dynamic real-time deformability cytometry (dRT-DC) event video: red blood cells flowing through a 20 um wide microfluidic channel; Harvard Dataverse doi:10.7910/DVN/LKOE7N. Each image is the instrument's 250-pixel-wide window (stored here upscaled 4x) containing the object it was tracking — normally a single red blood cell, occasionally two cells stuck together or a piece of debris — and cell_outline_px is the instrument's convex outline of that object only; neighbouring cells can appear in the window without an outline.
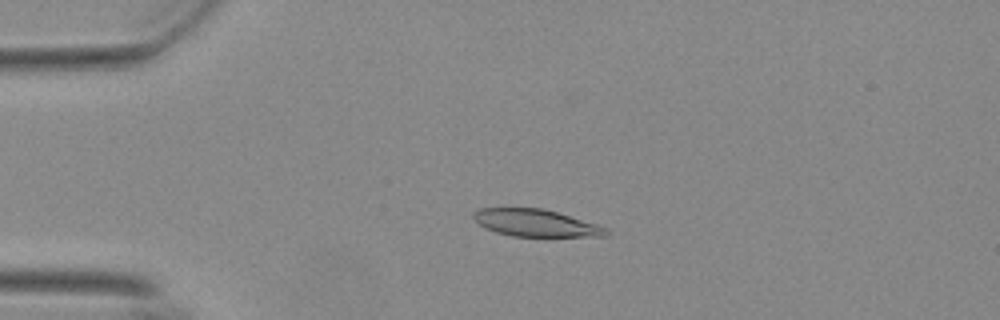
{"species": "Egyptian fruit bat (a non-hibernating species)", "species_latin": "Rousettus aegyptiacus", "temperature_condition": "warm", "stored_images_in_passage": 45, "camera_frame_rate_fps": 3000, "um_per_image_px": 0.085, "animal": {"sex": "female"}, "frame": {"image": 1, "passage_image": 2, "time_ms": 0.333, "image_size_px": [1000, 320], "cell_outline_px": [[608, 236], [512, 236], [496, 232], [484, 228], [472, 216], [472, 212], [480, 208], [544, 208], [596, 224], [608, 228]], "centroid_in_image_um": [45.52, 18.95], "position_along_channel_um": 39.5, "area_um2": 20.87}}
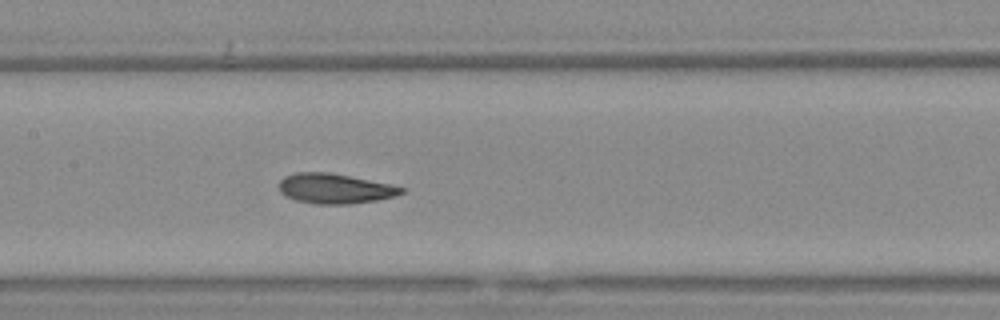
{"frame": {"image": 2, "passage_image": 16, "time_ms": 5.0, "image_size_px": [1000, 320], "cell_outline_px": [[408, 188], [404, 192], [396, 196], [376, 200], [352, 204], [316, 204], [296, 200], [284, 196], [280, 192], [276, 184], [284, 176], [296, 172], [328, 172]], "centroid_in_image_um": [28.42, 16.03], "position_along_channel_um": 179.0, "area_um2": 21.5}}
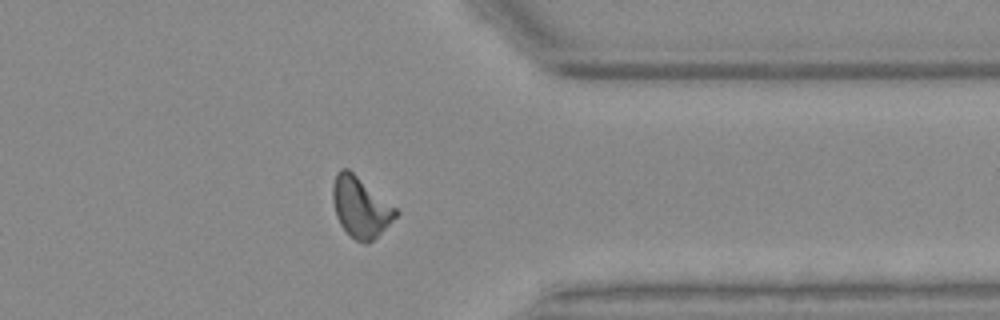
{"frame": {"image": 3, "passage_image": 33, "time_ms": 10.667, "image_size_px": [1000, 320], "cell_outline_px": [[400, 212], [372, 240], [364, 244], [356, 240], [340, 224], [336, 216], [332, 200], [332, 188], [336, 172], [340, 168], [348, 168], [396, 208]], "centroid_in_image_um": [30.61, 17.57], "position_along_channel_um": 380.8, "area_um2": 21.79}, "authors_computed_cell_mechanics": {"area_um2": 21.3282, "velocity_mm_per_s": 3.7062, "shape_relaxation_time_tau1_ms": 5.8639, "shape_relaxation_time_tau2_ms": 2.0623, "deformation_change_tau1": 0.1582, "deformation_change_tau2": 0.0827}}